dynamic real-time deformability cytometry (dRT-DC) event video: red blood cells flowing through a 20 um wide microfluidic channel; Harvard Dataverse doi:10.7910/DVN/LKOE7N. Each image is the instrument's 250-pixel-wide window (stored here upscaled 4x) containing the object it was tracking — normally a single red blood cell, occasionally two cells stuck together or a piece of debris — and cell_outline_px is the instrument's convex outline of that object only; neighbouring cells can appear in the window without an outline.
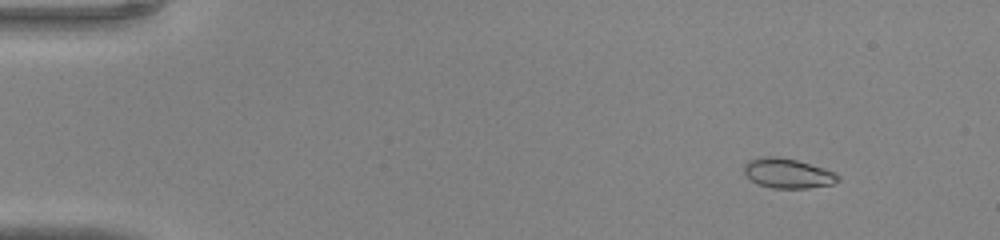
{"species": "common noctule bat (a hibernating species)", "species_latin": "Nyctalus noctula", "temperature_condition": "warm", "stored_images_in_passage": 47, "camera_frame_rate_fps": 3000, "um_per_image_px": 0.085, "animal": {"sex": "male", "body_mass_g": 20.0, "forearm_length_mm": 53.3}, "frame": {"image": 1, "passage_image": 6, "time_ms": 1.667, "image_size_px": [1000, 240], "cell_outline_px": [[840, 180], [832, 184], [808, 188], [772, 188], [756, 184], [744, 172], [744, 164], [748, 160], [760, 156], [780, 156], [796, 160], [824, 168], [840, 176]], "centroid_in_image_um": [66.93, 14.72], "position_along_channel_um": 18.1, "area_um2": 16.36}}
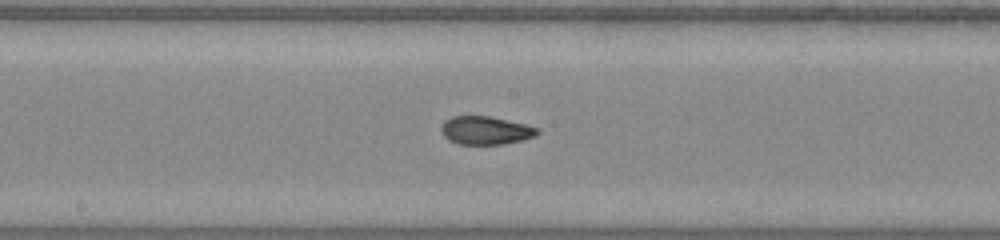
{"frame": {"image": 2, "passage_image": 26, "time_ms": 8.333, "image_size_px": [1000, 240], "cell_outline_px": [[540, 132], [536, 136], [524, 140], [504, 144], [456, 144], [448, 140], [440, 132], [440, 128], [444, 120], [452, 116], [488, 116], [524, 124], [540, 128]], "centroid_in_image_um": [41.26, 11.09], "position_along_channel_um": 206.9, "area_um2": 16.01}}
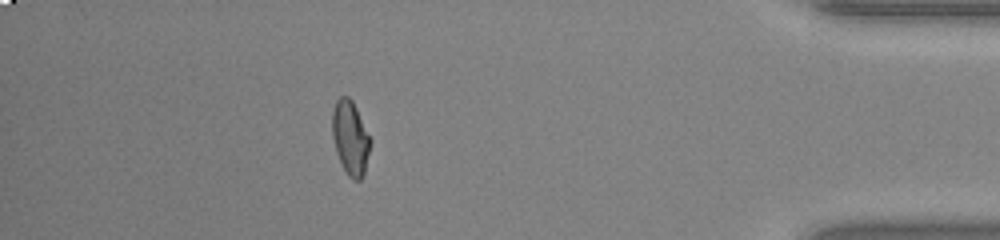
{"frame": {"image": 3, "passage_image": 42, "time_ms": 13.667, "image_size_px": [1000, 240], "cell_outline_px": [[372, 140], [364, 176], [360, 180], [352, 180], [348, 176], [336, 152], [332, 136], [332, 112], [336, 100], [340, 96], [348, 96], [352, 100]], "centroid_in_image_um": [29.79, 11.72], "position_along_channel_um": 405.4, "area_um2": 16.59}}